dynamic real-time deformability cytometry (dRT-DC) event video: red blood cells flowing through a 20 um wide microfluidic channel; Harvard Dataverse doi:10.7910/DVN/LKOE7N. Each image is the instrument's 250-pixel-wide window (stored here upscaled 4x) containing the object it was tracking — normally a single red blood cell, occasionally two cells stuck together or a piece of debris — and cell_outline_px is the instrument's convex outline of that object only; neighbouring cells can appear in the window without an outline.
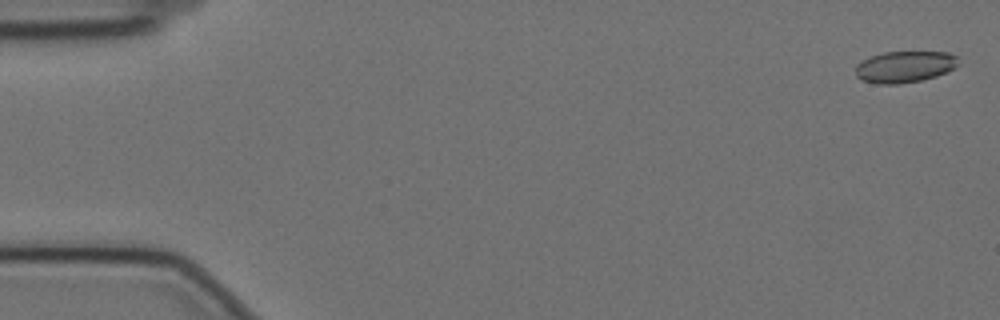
{"species": "Egyptian fruit bat (a non-hibernating species)", "species_latin": "Rousettus aegyptiacus", "temperature_condition": "cold", "stored_images_in_passage": 23, "camera_frame_rate_fps": 3000, "um_per_image_px": 0.085, "animal": {"sex": "female"}, "frame": {"image": 1, "passage_image": 2, "time_ms": 0.333, "image_size_px": [1000, 320], "cell_outline_px": [[960, 64], [956, 68], [936, 76], [924, 80], [900, 84], [876, 84], [860, 80], [856, 76], [856, 64], [872, 56], [884, 52], [948, 52], [960, 56]], "centroid_in_image_um": [76.96, 5.68], "position_along_channel_um": 8.0, "area_um2": 19.25}}
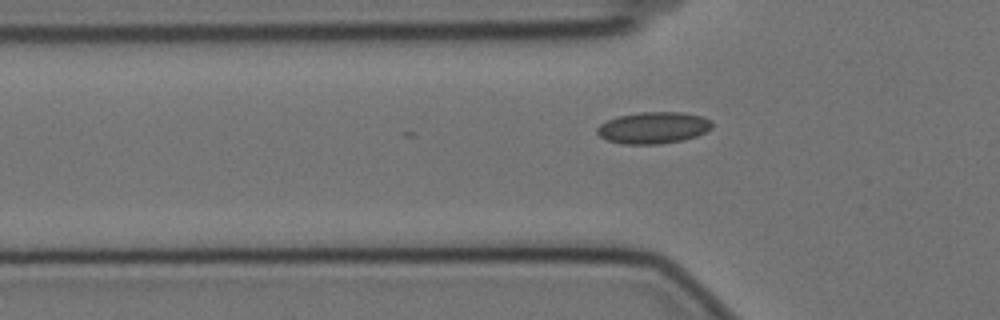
{"frame": {"image": 2, "passage_image": 19, "time_ms": 6.0, "image_size_px": [1000, 320], "cell_outline_px": [[712, 128], [696, 136], [684, 140], [660, 144], [620, 144], [608, 140], [600, 136], [596, 132], [596, 128], [600, 124], [616, 116], [640, 112], [680, 112], [704, 116], [712, 120]], "centroid_in_image_um": [55.54, 10.85], "position_along_channel_um": 70.3, "area_um2": 21.39}}
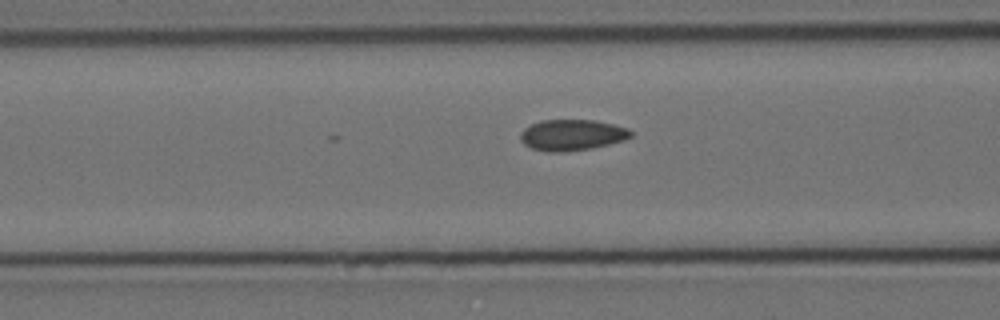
{"frame": {"image": 3, "passage_image": 23, "time_ms": 7.333, "image_size_px": [1000, 320], "cell_outline_px": [[632, 136], [624, 140], [592, 148], [564, 152], [548, 152], [532, 148], [524, 144], [520, 140], [520, 132], [524, 128], [540, 120], [596, 120], [628, 128], [632, 132]], "centroid_in_image_um": [48.6, 11.47], "position_along_channel_um": 118.0, "area_um2": 20.0}}